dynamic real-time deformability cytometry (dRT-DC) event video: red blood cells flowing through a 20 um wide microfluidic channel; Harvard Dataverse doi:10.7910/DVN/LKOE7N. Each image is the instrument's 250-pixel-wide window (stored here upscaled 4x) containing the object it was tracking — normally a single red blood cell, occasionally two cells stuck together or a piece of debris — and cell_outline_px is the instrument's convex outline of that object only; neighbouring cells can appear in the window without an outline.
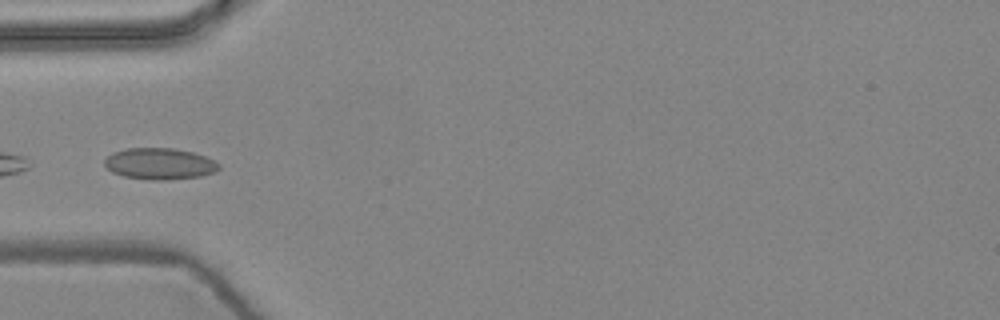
{"species": "common noctule bat (a hibernating species)", "species_latin": "Nyctalus noctula", "temperature_condition": "warm", "stored_images_in_passage": 10, "camera_frame_rate_fps": 3000, "um_per_image_px": 0.085, "animal": {"sex": "female", "body_mass_g": 24.6, "forearm_length_mm": 56.2}, "frame": {"image": 1, "passage_image": 4, "time_ms": 1.0, "image_size_px": [1000, 320], "cell_outline_px": [[220, 168], [216, 172], [200, 176], [164, 180], [152, 180], [124, 176], [112, 172], [104, 164], [104, 160], [112, 152], [128, 148], [172, 148], [192, 152], [204, 156], [220, 164]], "centroid_in_image_um": [13.56, 13.92], "position_along_channel_um": 71.4, "area_um2": 20.81}}
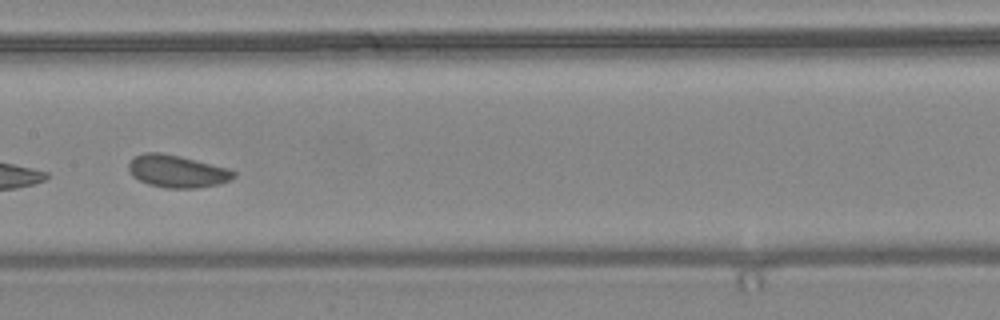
{"frame": {"image": 2, "passage_image": 7, "time_ms": 2.0, "image_size_px": [1000, 320], "cell_outline_px": [[236, 176], [220, 184], [196, 188], [164, 188], [148, 184], [132, 176], [128, 168], [128, 164], [132, 156], [144, 152], [160, 152], [180, 156], [228, 168], [236, 172]], "centroid_in_image_um": [15.02, 14.55], "position_along_channel_um": 192.4, "area_um2": 20.0}}
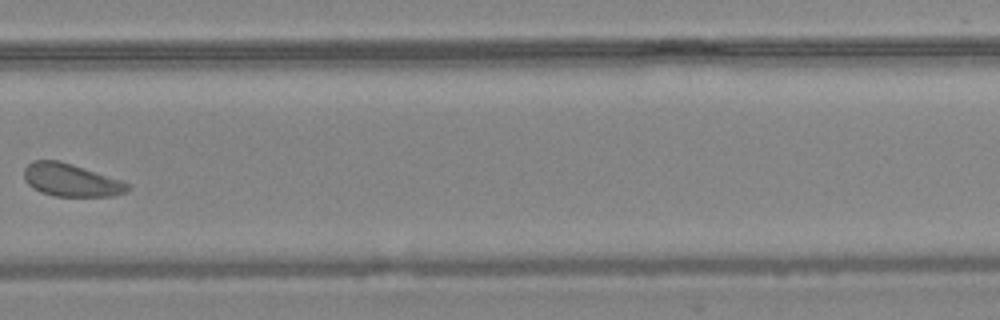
{"frame": {"image": 3, "passage_image": 10, "time_ms": 3.0, "image_size_px": [1000, 320], "cell_outline_px": [[132, 188], [124, 192], [112, 196], [52, 196], [40, 192], [32, 188], [24, 180], [24, 168], [32, 160], [60, 160], [120, 180], [128, 184]], "centroid_in_image_um": [5.98, 15.31], "position_along_channel_um": 323.8, "area_um2": 19.77}}